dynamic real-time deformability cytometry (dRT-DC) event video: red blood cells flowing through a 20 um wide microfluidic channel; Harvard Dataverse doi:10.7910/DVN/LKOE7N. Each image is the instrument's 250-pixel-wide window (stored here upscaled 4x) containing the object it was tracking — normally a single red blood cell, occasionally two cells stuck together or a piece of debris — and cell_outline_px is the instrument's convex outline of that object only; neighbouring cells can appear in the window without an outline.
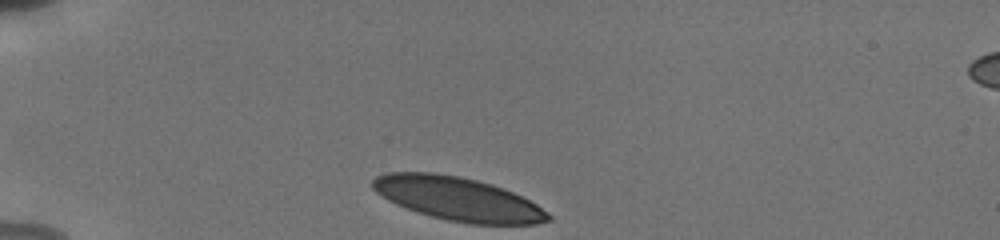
{"species": "human", "species_latin": "Homo sapiens", "temperature_condition": "cold", "stored_images_in_passage": 34, "camera_frame_rate_fps": 3000, "um_per_image_px": 0.085, "donor": {"sex": "male"}, "frame": {"image": 1, "passage_image": 1, "time_ms": 0.0, "image_size_px": [1000, 240], "cell_outline_px": [[552, 220], [536, 224], [468, 224], [448, 220], [416, 212], [396, 204], [380, 196], [372, 188], [372, 180], [376, 176], [388, 172], [436, 172], [460, 176], [492, 184], [504, 188], [536, 204], [548, 212], [552, 216]], "centroid_in_image_um": [38.91, 16.9], "position_along_channel_um": 46.1, "area_um2": 44.68}}
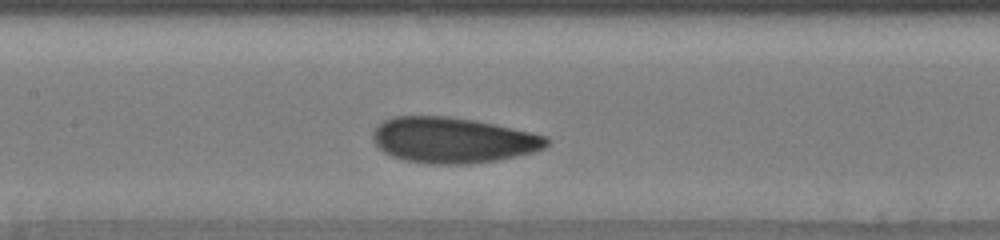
{"frame": {"image": 2, "passage_image": 14, "time_ms": 4.333, "image_size_px": [1000, 240], "cell_outline_px": [[552, 140], [544, 148], [532, 152], [516, 156], [496, 160], [468, 164], [424, 164], [404, 160], [392, 156], [384, 152], [376, 144], [372, 136], [372, 132], [384, 120], [396, 116], [444, 116], [476, 120], [532, 132], [548, 136]], "centroid_in_image_um": [38.52, 11.91], "position_along_channel_um": 168.9, "area_um2": 46.36}}
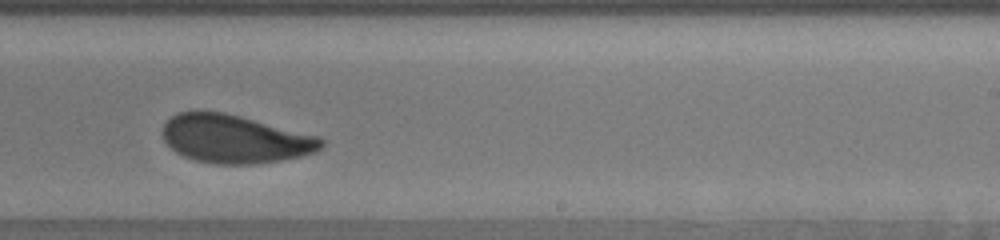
{"frame": {"image": 3, "passage_image": 22, "time_ms": 7.0, "image_size_px": [1000, 240], "cell_outline_px": [[324, 144], [316, 152], [300, 156], [260, 164], [216, 164], [196, 160], [184, 156], [176, 152], [164, 140], [164, 124], [176, 112], [196, 108], [224, 112], [320, 136], [324, 140]], "centroid_in_image_um": [19.95, 11.78], "position_along_channel_um": 269.0, "area_um2": 45.03}, "authors_computed_cell_mechanics": {"area_um2": 45.5175, "velocity_mm_per_s": 3.7806, "shape_relaxation_time_tau1_ms": 2.5642, "shape_relaxation_time_tau2_ms": 1.7209, "deformation_change_tau1": 0.113, "deformation_change_tau2": 0.0636}}